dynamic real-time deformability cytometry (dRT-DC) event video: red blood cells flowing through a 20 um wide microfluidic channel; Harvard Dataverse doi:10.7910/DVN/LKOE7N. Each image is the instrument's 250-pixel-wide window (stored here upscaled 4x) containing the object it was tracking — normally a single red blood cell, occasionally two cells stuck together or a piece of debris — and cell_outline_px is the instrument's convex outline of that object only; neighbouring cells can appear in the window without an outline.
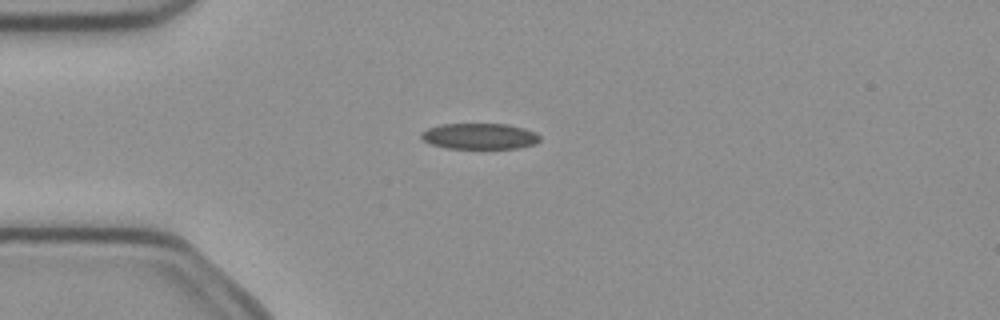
{"species": "common noctule bat (a hibernating species)", "species_latin": "Nyctalus noctula", "temperature_condition": "cold", "stored_images_in_passage": 3, "camera_frame_rate_fps": 3000, "um_per_image_px": 0.085, "animal": {"sex": "female", "body_mass_g": 21.9}, "frame": {"image": 1, "passage_image": 3, "time_ms": 0.667, "image_size_px": [1000, 320], "cell_outline_px": [[540, 140], [536, 144], [520, 148], [448, 148], [432, 144], [424, 140], [420, 136], [420, 132], [428, 128], [440, 124], [508, 124], [524, 128], [536, 132], [540, 136]], "centroid_in_image_um": [40.79, 11.57], "position_along_channel_um": 44.2, "area_um2": 17.98}}